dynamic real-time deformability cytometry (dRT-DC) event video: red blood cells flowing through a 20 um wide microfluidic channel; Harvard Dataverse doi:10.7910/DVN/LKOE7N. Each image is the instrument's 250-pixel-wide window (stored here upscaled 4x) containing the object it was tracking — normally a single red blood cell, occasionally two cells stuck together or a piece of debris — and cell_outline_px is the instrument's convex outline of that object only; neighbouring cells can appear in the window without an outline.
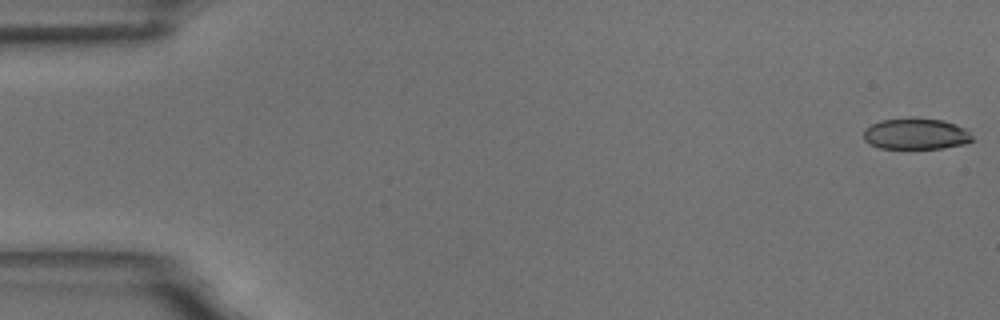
{"species": "common noctule bat (a hibernating species)", "species_latin": "Nyctalus noctula", "temperature_condition": "room temperature", "stored_images_in_passage": 55, "camera_frame_rate_fps": 3000, "um_per_image_px": 0.085, "animal": {"sex": "male", "body_mass_g": 18.8}, "frame": {"image": 1, "passage_image": 1, "time_ms": 0.0, "image_size_px": [1000, 320], "cell_outline_px": [[976, 140], [964, 144], [944, 148], [880, 148], [868, 144], [864, 140], [864, 132], [872, 124], [880, 120], [912, 116], [944, 120], [956, 124], [964, 128]], "centroid_in_image_um": [77.87, 11.36], "position_along_channel_um": 7.1, "area_um2": 20.11}}
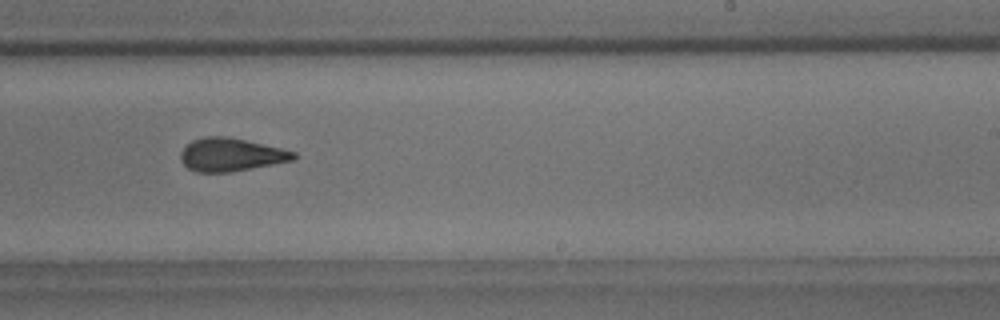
{"frame": {"image": 2, "passage_image": 34, "time_ms": 11.0, "image_size_px": [1000, 320], "cell_outline_px": [[296, 156], [292, 160], [232, 172], [196, 172], [188, 168], [180, 160], [180, 152], [192, 140], [204, 136], [228, 136], [280, 148], [296, 152]], "centroid_in_image_um": [19.59, 13.14], "position_along_channel_um": 269.4, "area_um2": 21.68}}
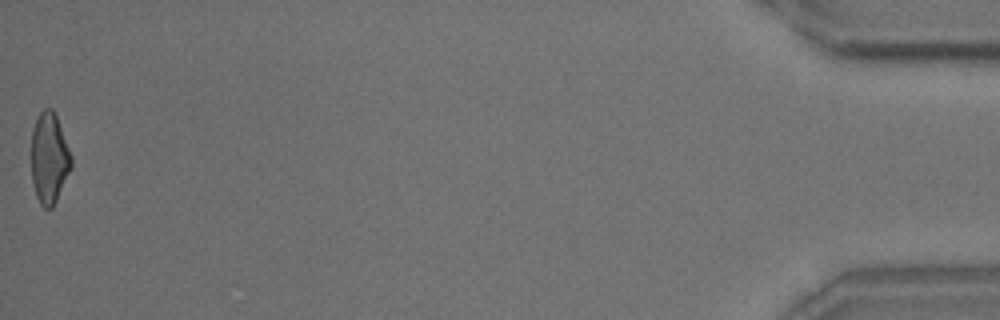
{"frame": {"image": 3, "passage_image": 55, "time_ms": 18.0, "image_size_px": [1000, 320], "cell_outline_px": [[72, 168], [52, 208], [44, 208], [40, 204], [36, 196], [32, 180], [32, 128], [40, 112], [44, 108], [52, 108], [56, 116], [72, 156]], "centroid_in_image_um": [4.19, 13.45], "position_along_channel_um": 431.0, "area_um2": 21.04}, "authors_computed_cell_mechanics": {"area_um2": 22.0796, "velocity_mm_per_s": 3.7008, "shape_relaxation_time_tau1_ms": 4.5741, "shape_relaxation_time_tau2_ms": 2.5184, "deformation_change_tau1": 0.1411, "deformation_change_tau2": 0.1003}}